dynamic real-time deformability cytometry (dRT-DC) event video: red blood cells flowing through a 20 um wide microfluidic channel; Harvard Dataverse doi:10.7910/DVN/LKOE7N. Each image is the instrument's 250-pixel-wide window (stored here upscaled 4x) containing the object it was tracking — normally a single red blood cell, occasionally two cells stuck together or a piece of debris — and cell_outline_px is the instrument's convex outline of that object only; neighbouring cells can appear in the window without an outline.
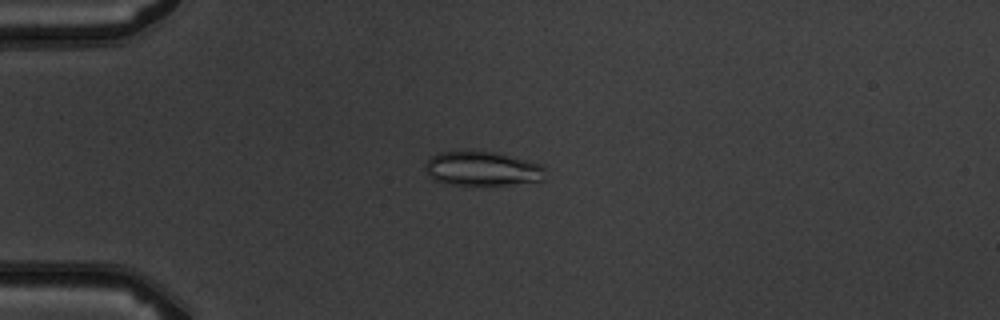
{"species": "common noctule bat (a hibernating species)", "species_latin": "Nyctalus noctula", "temperature_condition": "warm", "stored_images_in_passage": 5, "camera_frame_rate_fps": 3000, "um_per_image_px": 0.085, "animal": {"sex": "male", "body_mass_g": 19.5, "forearm_length_mm": 54.6}, "frame": {"image": 1, "passage_image": 3, "time_ms": 2.333, "image_size_px": [1000, 320], "cell_outline_px": [[544, 180], [512, 184], [452, 184], [432, 180], [424, 168], [424, 164], [432, 156], [440, 152], [464, 148], [500, 152], [544, 164]], "centroid_in_image_um": [40.98, 14.27], "position_along_channel_um": 44.0, "area_um2": 24.8}}
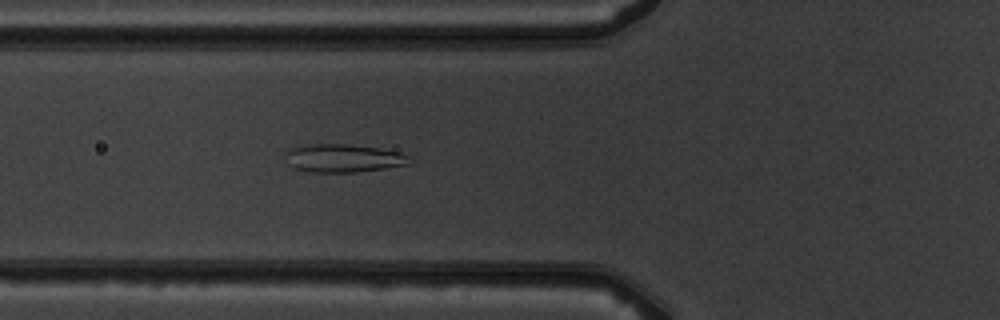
{"frame": {"image": 2, "passage_image": 5, "time_ms": 4.333, "image_size_px": [1000, 320], "cell_outline_px": [[412, 164], [356, 172], [308, 172], [292, 168], [284, 160], [284, 152], [292, 148], [304, 144], [348, 144], [376, 148], [400, 152], [412, 156]], "centroid_in_image_um": [29.15, 13.45], "position_along_channel_um": 96.6, "area_um2": 20.75}}